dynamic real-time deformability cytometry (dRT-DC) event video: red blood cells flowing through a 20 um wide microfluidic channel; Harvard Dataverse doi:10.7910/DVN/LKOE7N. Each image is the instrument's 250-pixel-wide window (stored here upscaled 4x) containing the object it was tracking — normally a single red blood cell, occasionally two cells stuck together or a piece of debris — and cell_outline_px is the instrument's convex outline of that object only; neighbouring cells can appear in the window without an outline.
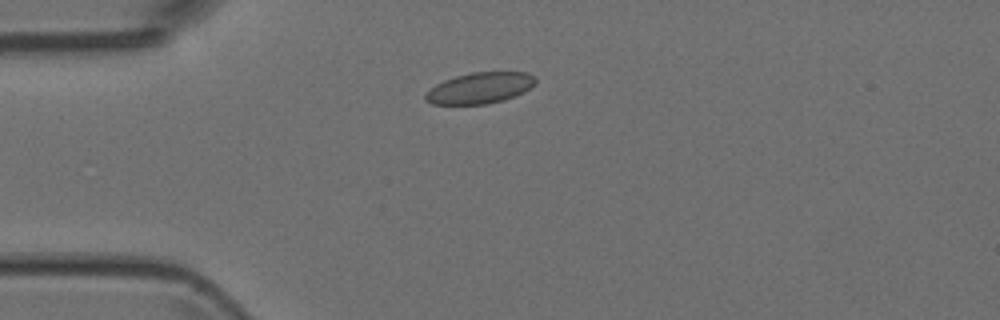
{"species": "Egyptian fruit bat (a non-hibernating species)", "species_latin": "Rousettus aegyptiacus", "temperature_condition": "room temperature", "stored_images_in_passage": 7, "camera_frame_rate_fps": 3000, "um_per_image_px": 0.085, "animal": {"sex": "female"}, "frame": {"image": 1, "passage_image": 3, "time_ms": 2.333, "image_size_px": [1000, 320], "cell_outline_px": [[536, 80], [524, 92], [504, 100], [488, 104], [432, 104], [424, 100], [424, 96], [436, 84], [444, 80], [456, 76], [472, 72], [528, 72], [536, 76]], "centroid_in_image_um": [40.79, 7.48], "position_along_channel_um": 44.2, "area_um2": 19.83}}
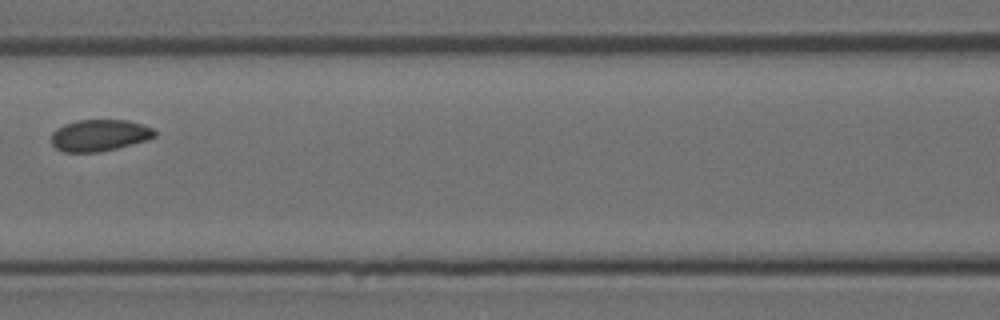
{"frame": {"image": 2, "passage_image": 6, "time_ms": 5.667, "image_size_px": [1000, 320], "cell_outline_px": [[156, 136], [148, 140], [100, 152], [64, 152], [56, 148], [52, 144], [52, 132], [56, 128], [64, 124], [76, 120], [128, 120], [144, 124], [152, 128], [156, 132]], "centroid_in_image_um": [8.46, 11.49], "position_along_channel_um": 158.1, "area_um2": 19.19}}
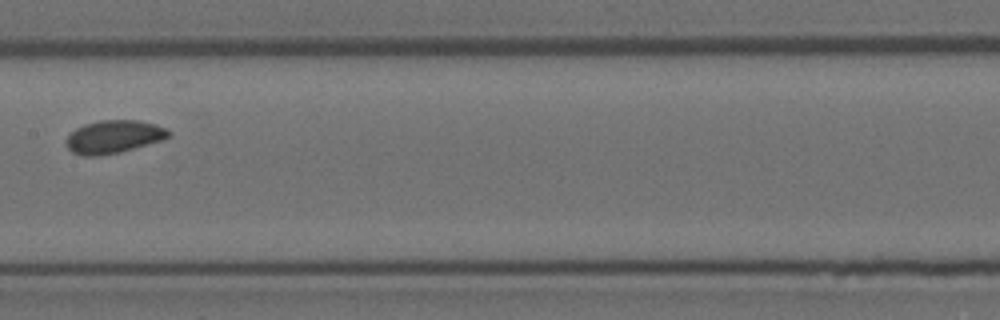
{"frame": {"image": 3, "passage_image": 7, "time_ms": 6.667, "image_size_px": [1000, 320], "cell_outline_px": [[172, 136], [164, 140], [120, 152], [100, 156], [84, 156], [72, 152], [64, 144], [68, 136], [76, 128], [84, 124], [100, 120], [140, 120], [156, 124], [168, 128], [172, 132]], "centroid_in_image_um": [9.72, 11.62], "position_along_channel_um": 197.7, "area_um2": 20.06}}